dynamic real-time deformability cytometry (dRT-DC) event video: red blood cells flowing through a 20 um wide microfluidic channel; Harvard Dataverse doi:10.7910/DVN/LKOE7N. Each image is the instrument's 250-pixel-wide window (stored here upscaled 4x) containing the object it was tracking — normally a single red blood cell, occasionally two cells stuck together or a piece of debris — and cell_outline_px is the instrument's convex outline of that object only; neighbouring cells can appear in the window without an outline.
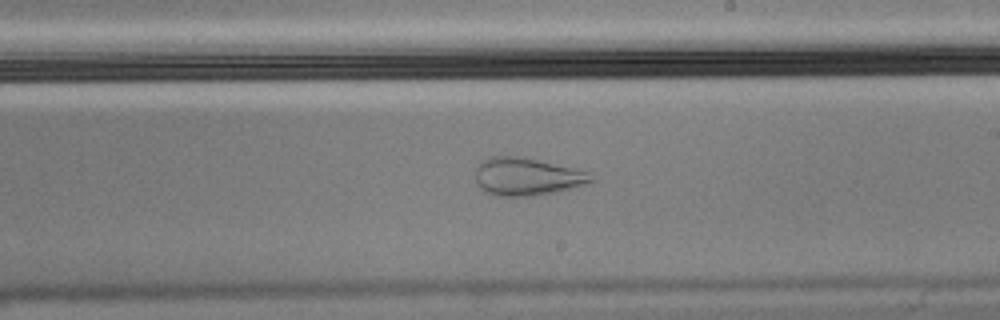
{"species": "Egyptian fruit bat (a non-hibernating species)", "species_latin": "Rousettus aegyptiacus", "temperature_condition": "cold", "stored_images_in_passage": 53, "camera_frame_rate_fps": 3000, "um_per_image_px": 0.085, "animal": {"sex": "male"}, "frame": {"image": 1, "passage_image": 30, "time_ms": 9.667, "image_size_px": [1000, 320], "cell_outline_px": [[596, 180], [588, 184], [556, 192], [532, 196], [500, 196], [488, 192], [480, 188], [476, 184], [476, 164], [480, 160], [492, 156], [516, 156], [576, 168], [588, 172]], "centroid_in_image_um": [44.79, 15.01], "position_along_channel_um": 244.2, "area_um2": 25.55}, "authors_computed_cell_mechanics": {"area_um2": 27.6862, "velocity_mm_per_s": 3.608, "shape_relaxation_time_tau1_ms": null, "shape_relaxation_time_tau2_ms": 1.5238, "deformation_change_tau1": null, "deformation_change_tau2": 0.0789}}